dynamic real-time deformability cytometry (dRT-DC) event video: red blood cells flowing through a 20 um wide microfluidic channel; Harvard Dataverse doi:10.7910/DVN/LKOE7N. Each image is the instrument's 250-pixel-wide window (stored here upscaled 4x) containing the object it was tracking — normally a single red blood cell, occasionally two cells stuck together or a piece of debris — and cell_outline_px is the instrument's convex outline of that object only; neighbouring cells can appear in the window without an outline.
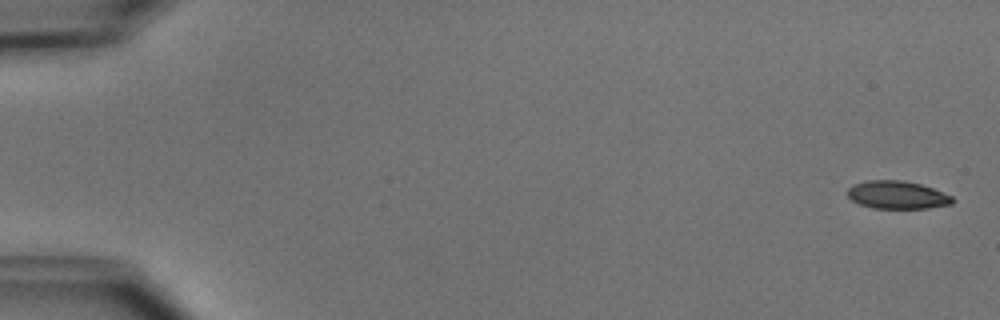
{"species": "common noctule bat (a hibernating species)", "species_latin": "Nyctalus noctula", "temperature_condition": "cold", "stored_images_in_passage": 6, "camera_frame_rate_fps": 3000, "um_per_image_px": 0.085, "animal": {"sex": "male", "body_mass_g": 15.6}, "frame": {"image": 1, "passage_image": 1, "time_ms": 0.0, "image_size_px": [1000, 320], "cell_outline_px": [[956, 200], [952, 204], [928, 208], [872, 208], [860, 204], [852, 200], [848, 196], [848, 188], [852, 184], [868, 180], [904, 180], [920, 184], [932, 188], [952, 196]], "centroid_in_image_um": [76.27, 16.56], "position_along_channel_um": 8.7, "area_um2": 17.11}}